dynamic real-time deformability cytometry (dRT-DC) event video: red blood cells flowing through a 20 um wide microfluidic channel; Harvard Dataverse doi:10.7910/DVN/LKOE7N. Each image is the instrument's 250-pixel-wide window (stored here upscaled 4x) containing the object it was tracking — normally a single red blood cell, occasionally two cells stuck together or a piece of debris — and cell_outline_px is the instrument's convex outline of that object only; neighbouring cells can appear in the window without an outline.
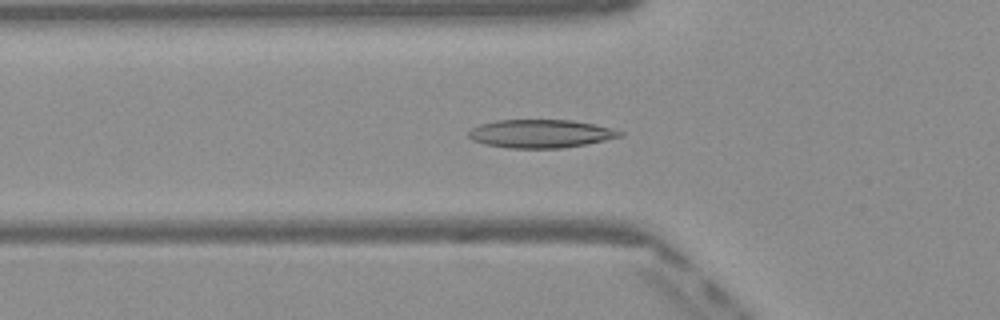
{"species": "Egyptian fruit bat (a non-hibernating species)", "species_latin": "Rousettus aegyptiacus", "temperature_condition": "warm", "stored_images_in_passage": 50, "camera_frame_rate_fps": 3000, "um_per_image_px": 0.085, "frame": {"image": 1, "passage_image": 17, "time_ms": 5.333, "image_size_px": [1000, 320], "cell_outline_px": [[624, 136], [584, 144], [560, 148], [508, 148], [484, 144], [472, 140], [468, 136], [468, 132], [472, 128], [480, 124], [496, 120], [572, 120], [596, 124], [624, 132]], "centroid_in_image_um": [45.94, 11.36], "position_along_channel_um": 79.9, "area_um2": 24.91}}
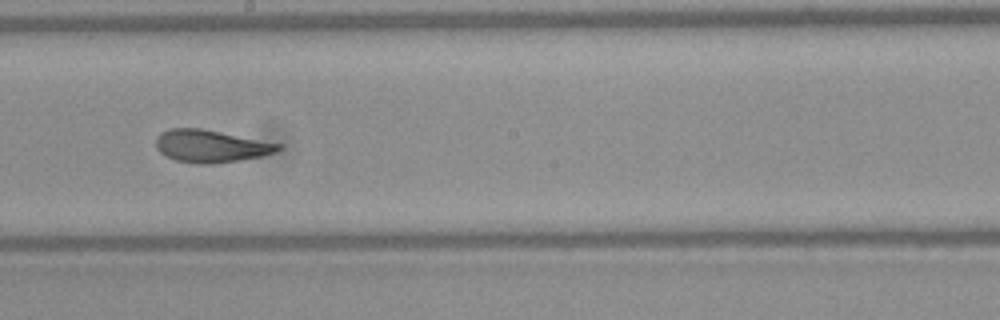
{"frame": {"image": 2, "passage_image": 28, "time_ms": 9.0, "image_size_px": [1000, 320], "cell_outline_px": [[280, 148], [276, 152], [264, 156], [240, 160], [212, 164], [192, 164], [176, 160], [164, 156], [156, 148], [156, 136], [160, 132], [172, 128], [200, 128], [280, 144]], "centroid_in_image_um": [17.87, 12.43], "position_along_channel_um": 230.3, "area_um2": 23.12}}
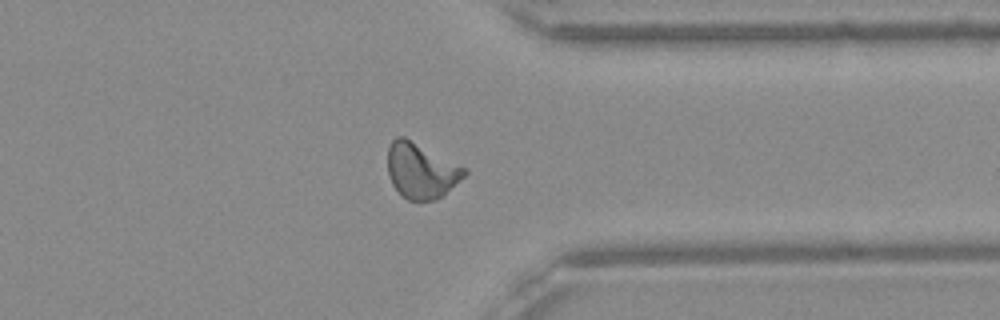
{"frame": {"image": 3, "passage_image": 39, "time_ms": 12.667, "image_size_px": [1000, 320], "cell_outline_px": [[468, 172], [464, 176], [436, 200], [408, 200], [392, 184], [388, 176], [388, 148], [392, 140], [396, 136], [404, 136], [468, 168]], "centroid_in_image_um": [35.79, 14.47], "position_along_channel_um": 375.6, "area_um2": 24.62}, "authors_computed_cell_mechanics": {"area_um2": 23.7847, "velocity_mm_per_s": 4.0703, "shape_relaxation_time_tau1_ms": 5.7867, "shape_relaxation_time_tau2_ms": 1.8332, "deformation_change_tau1": 0.1833, "deformation_change_tau2": 0.0791}}